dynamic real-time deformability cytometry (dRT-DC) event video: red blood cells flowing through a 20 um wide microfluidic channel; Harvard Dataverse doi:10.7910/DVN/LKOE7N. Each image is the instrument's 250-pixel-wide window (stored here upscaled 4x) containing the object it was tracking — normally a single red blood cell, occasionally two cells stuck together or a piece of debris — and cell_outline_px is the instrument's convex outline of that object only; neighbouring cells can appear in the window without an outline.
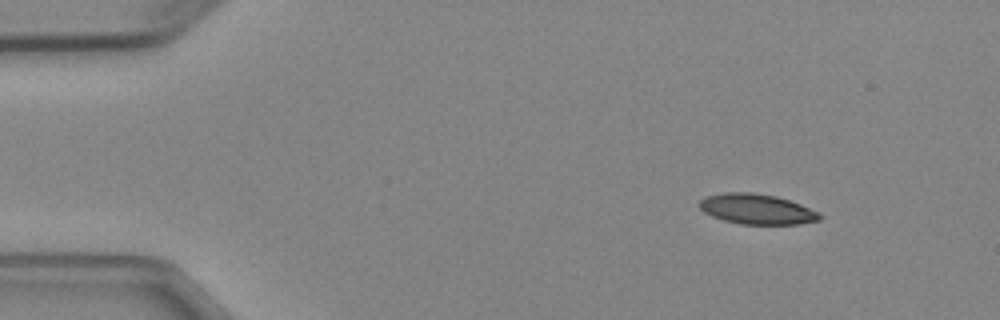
{"species": "Egyptian fruit bat (a non-hibernating species)", "species_latin": "Rousettus aegyptiacus", "temperature_condition": "cold", "stored_images_in_passage": 4, "camera_frame_rate_fps": 3000, "um_per_image_px": 0.085, "animal": {"sex": "female"}, "frame": {"image": 1, "passage_image": 1, "time_ms": 0.0, "image_size_px": [1000, 320], "cell_outline_px": [[820, 220], [800, 224], [740, 224], [724, 220], [712, 216], [704, 212], [696, 204], [704, 196], [724, 192], [752, 192], [776, 196], [800, 204], [820, 212]], "centroid_in_image_um": [64.29, 17.76], "position_along_channel_um": 20.7, "area_um2": 21.33}}
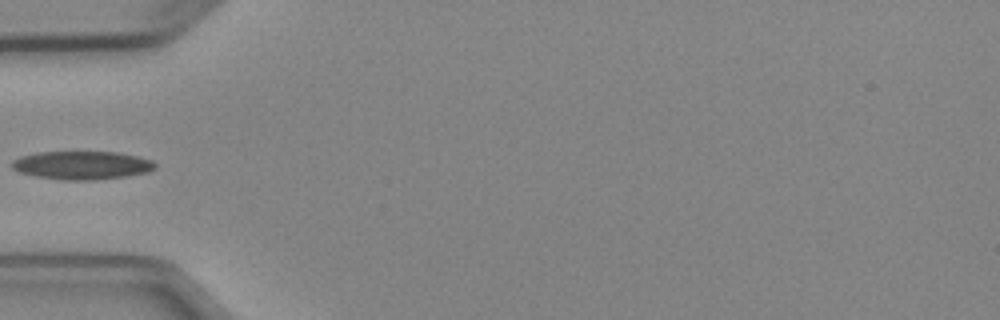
{"frame": {"image": 2, "passage_image": 4, "time_ms": 3.667, "image_size_px": [1000, 320], "cell_outline_px": [[156, 168], [148, 172], [124, 176], [92, 180], [64, 180], [36, 176], [20, 172], [12, 168], [12, 160], [20, 156], [36, 152], [116, 152], [136, 156], [152, 160], [156, 164]], "centroid_in_image_um": [6.95, 14.04], "position_along_channel_um": 78.0, "area_um2": 23.52}}